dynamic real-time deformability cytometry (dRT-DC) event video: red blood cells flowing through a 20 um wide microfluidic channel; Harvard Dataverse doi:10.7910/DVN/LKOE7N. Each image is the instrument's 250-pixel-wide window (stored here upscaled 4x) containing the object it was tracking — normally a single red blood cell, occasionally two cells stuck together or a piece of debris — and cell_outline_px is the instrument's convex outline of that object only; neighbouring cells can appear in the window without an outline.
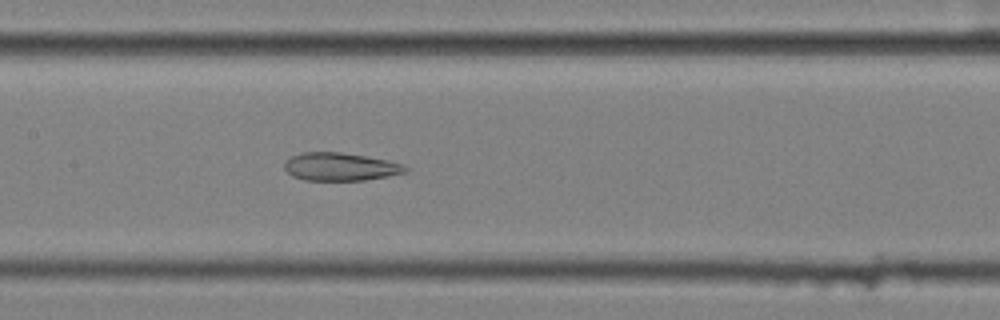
{"species": "common noctule bat (a hibernating species)", "species_latin": "Nyctalus noctula", "temperature_condition": "cold", "stored_images_in_passage": 7, "camera_frame_rate_fps": 3000, "um_per_image_px": 0.085, "animal": {"sex": "female", "body_mass_g": 25.1}, "frame": {"image": 1, "passage_image": 7, "time_ms": 2.0, "image_size_px": [1000, 320], "cell_outline_px": [[408, 172], [388, 176], [364, 180], [304, 180], [292, 176], [284, 168], [284, 164], [292, 156], [300, 152], [340, 152], [388, 160], [404, 164], [408, 168]], "centroid_in_image_um": [28.95, 14.17], "position_along_channel_um": 178.5, "area_um2": 19.71}}